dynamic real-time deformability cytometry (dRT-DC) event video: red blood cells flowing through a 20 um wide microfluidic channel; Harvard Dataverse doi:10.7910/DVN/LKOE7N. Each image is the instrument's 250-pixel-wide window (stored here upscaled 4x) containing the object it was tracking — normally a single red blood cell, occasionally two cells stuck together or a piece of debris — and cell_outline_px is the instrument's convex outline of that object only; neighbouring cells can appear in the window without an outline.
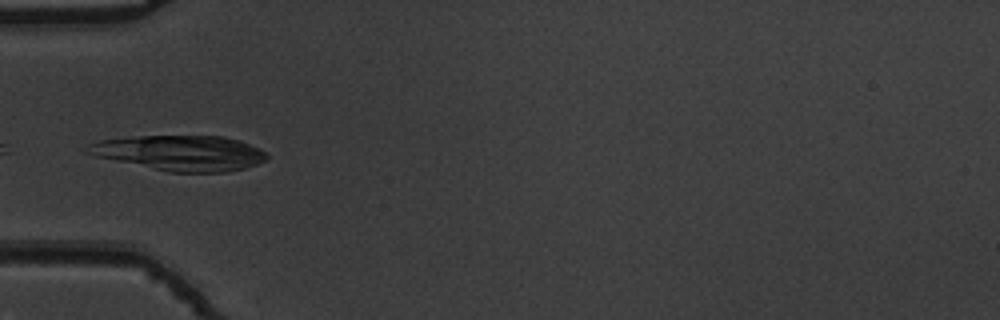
{"species": "common noctule bat (a hibernating species)", "species_latin": "Nyctalus noctula", "temperature_condition": "warm", "stored_images_in_passage": 6, "camera_frame_rate_fps": 3000, "um_per_image_px": 0.085, "animal": {"sex": "male", "body_mass_g": 19.5, "forearm_length_mm": 54.6}, "frame": {"image": 1, "passage_image": 1, "time_ms": 0.0, "image_size_px": [1000, 320], "cell_outline_px": [[268, 160], [244, 168], [224, 172], [168, 172], [96, 156], [80, 152], [88, 144], [100, 140], [140, 136], [224, 136], [240, 140], [260, 148], [268, 156]], "centroid_in_image_um": [15.3, 13.0], "position_along_channel_um": 69.7, "area_um2": 36.88}}